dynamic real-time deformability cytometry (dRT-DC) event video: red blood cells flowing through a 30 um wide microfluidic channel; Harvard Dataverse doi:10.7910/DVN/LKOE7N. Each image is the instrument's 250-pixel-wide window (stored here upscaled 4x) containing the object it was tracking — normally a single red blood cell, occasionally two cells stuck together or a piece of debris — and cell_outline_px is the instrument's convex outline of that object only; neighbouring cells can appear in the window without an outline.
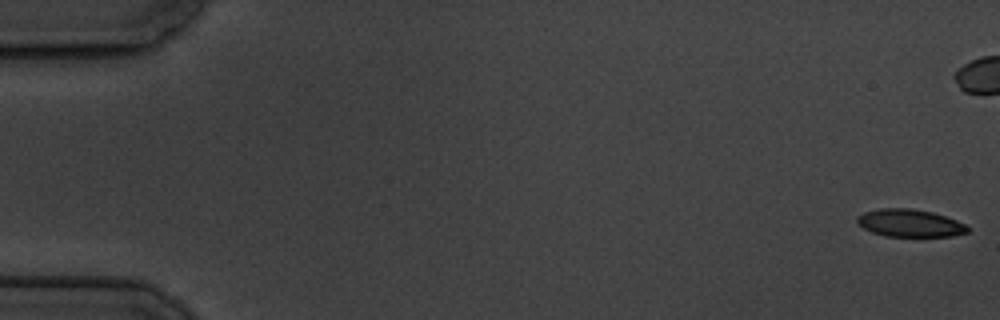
{"species": "common noctule bat (a hibernating species)", "species_latin": "Nyctalus noctula", "temperature_condition": "cold", "stored_images_in_passage": 7, "camera_frame_rate_fps": 3000, "um_per_image_px": 0.085, "animal": {"sex": "male", "body_mass_g": 19.5, "forearm_length_mm": 54.6}, "frame": {"image": 1, "passage_image": 1, "time_ms": 0.0, "image_size_px": [1000, 320], "cell_outline_px": [[968, 232], [952, 236], [884, 236], [872, 232], [864, 228], [856, 220], [856, 216], [864, 212], [880, 208], [912, 208], [932, 212], [956, 220], [964, 224], [968, 228]], "centroid_in_image_um": [77.31, 18.96], "position_along_channel_um": 7.7, "area_um2": 17.63}}